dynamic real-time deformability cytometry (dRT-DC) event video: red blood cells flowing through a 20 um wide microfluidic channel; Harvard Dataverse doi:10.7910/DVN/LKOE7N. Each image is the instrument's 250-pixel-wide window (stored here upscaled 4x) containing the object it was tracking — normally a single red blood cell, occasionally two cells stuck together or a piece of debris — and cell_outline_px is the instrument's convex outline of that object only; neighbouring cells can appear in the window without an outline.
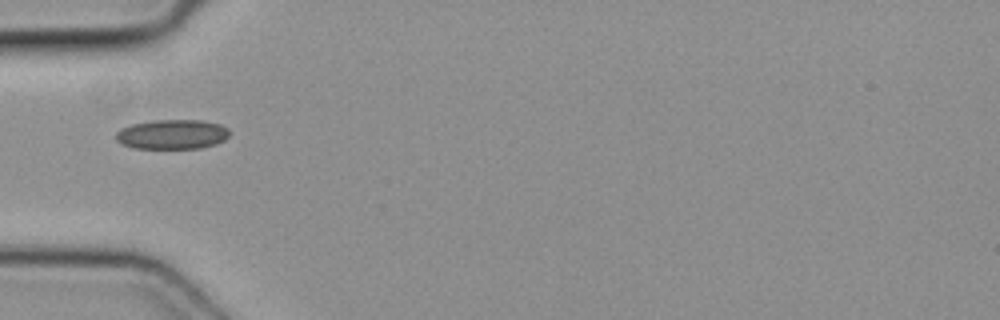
{"species": "common noctule bat (a hibernating species)", "species_latin": "Nyctalus noctula", "temperature_condition": "cold", "stored_images_in_passage": 1, "camera_frame_rate_fps": 3000, "um_per_image_px": 0.085, "animal": {"sex": "female", "body_mass_g": 19.3, "forearm_length_mm": 54.1}, "frame": {"image": 1, "passage_image": 1, "time_ms": 0.0, "image_size_px": [1000, 320], "cell_outline_px": [[228, 136], [224, 140], [216, 144], [200, 148], [136, 148], [124, 144], [116, 140], [116, 132], [120, 128], [132, 124], [152, 120], [200, 120], [220, 124], [228, 128]], "centroid_in_image_um": [14.64, 11.41], "position_along_channel_um": 70.4, "area_um2": 19.54}}